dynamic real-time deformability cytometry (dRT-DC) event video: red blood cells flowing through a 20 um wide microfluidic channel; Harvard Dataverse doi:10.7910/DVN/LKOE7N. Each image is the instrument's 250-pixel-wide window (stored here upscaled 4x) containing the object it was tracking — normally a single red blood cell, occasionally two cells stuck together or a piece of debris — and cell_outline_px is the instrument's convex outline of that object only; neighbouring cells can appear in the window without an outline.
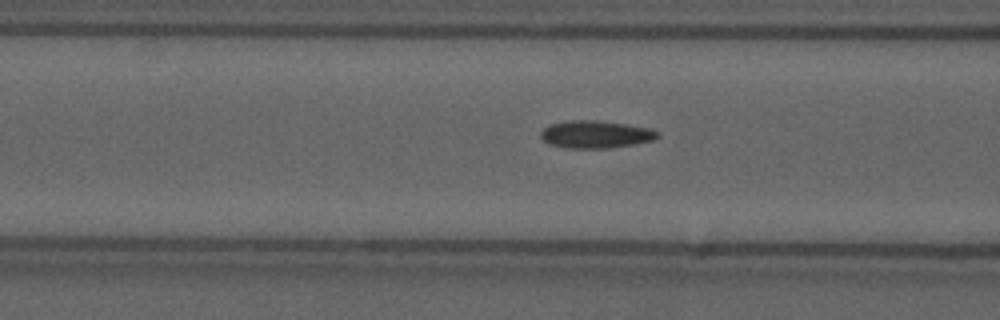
{"species": "common noctule bat (a hibernating species)", "species_latin": "Nyctalus noctula", "temperature_condition": "cold", "stored_images_in_passage": 46, "camera_frame_rate_fps": 3000, "um_per_image_px": 0.085, "animal": {"sex": "male", "forearm_length_mm": 52.5}, "frame": {"image": 1, "passage_image": 12, "time_ms": 3.667, "image_size_px": [1000, 320], "cell_outline_px": [[660, 136], [652, 140], [632, 144], [608, 148], [564, 148], [548, 144], [540, 136], [540, 132], [548, 124], [568, 120], [600, 120], [628, 124], [652, 128], [660, 132]], "centroid_in_image_um": [50.62, 11.4], "position_along_channel_um": 116.0, "area_um2": 19.02}}
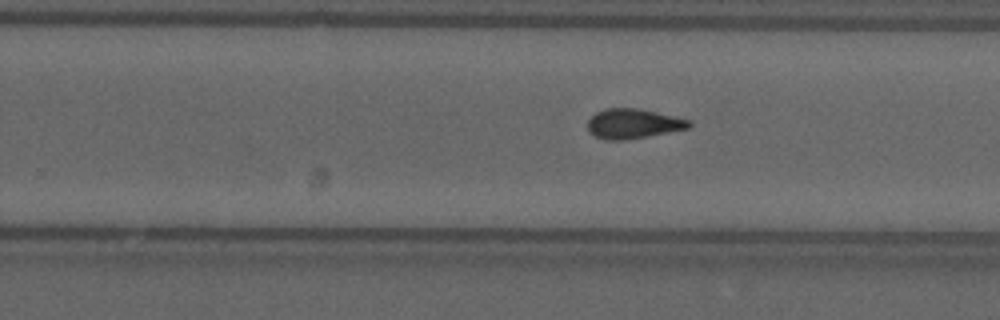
{"frame": {"image": 2, "passage_image": 25, "time_ms": 8.0, "image_size_px": [1000, 320], "cell_outline_px": [[692, 124], [688, 128], [648, 136], [624, 140], [604, 140], [588, 132], [588, 120], [596, 112], [604, 108], [636, 108], [656, 112], [692, 120]], "centroid_in_image_um": [53.8, 10.51], "position_along_channel_um": 276.0, "area_um2": 17.57}}
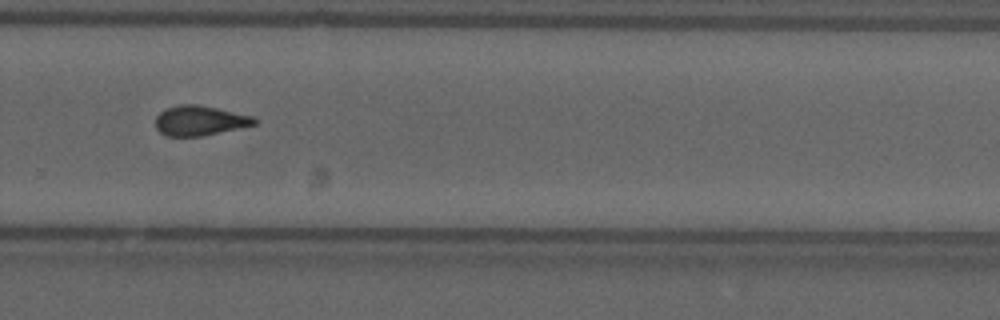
{"frame": {"image": 3, "passage_image": 28, "time_ms": 9.0, "image_size_px": [1000, 320], "cell_outline_px": [[260, 120], [256, 124], [200, 136], [164, 136], [156, 128], [156, 116], [164, 108], [180, 104], [196, 104], [216, 108], [252, 116]], "centroid_in_image_um": [16.94, 10.24], "position_along_channel_um": 312.9, "area_um2": 17.11}, "authors_computed_cell_mechanics": {"area_um2": 17.4556, "velocity_mm_per_s": 3.6994, "shape_relaxation_time_tau1_ms": null, "shape_relaxation_time_tau2_ms": 2.7893, "deformation_change_tau1": null, "deformation_change_tau2": 0.0975}}